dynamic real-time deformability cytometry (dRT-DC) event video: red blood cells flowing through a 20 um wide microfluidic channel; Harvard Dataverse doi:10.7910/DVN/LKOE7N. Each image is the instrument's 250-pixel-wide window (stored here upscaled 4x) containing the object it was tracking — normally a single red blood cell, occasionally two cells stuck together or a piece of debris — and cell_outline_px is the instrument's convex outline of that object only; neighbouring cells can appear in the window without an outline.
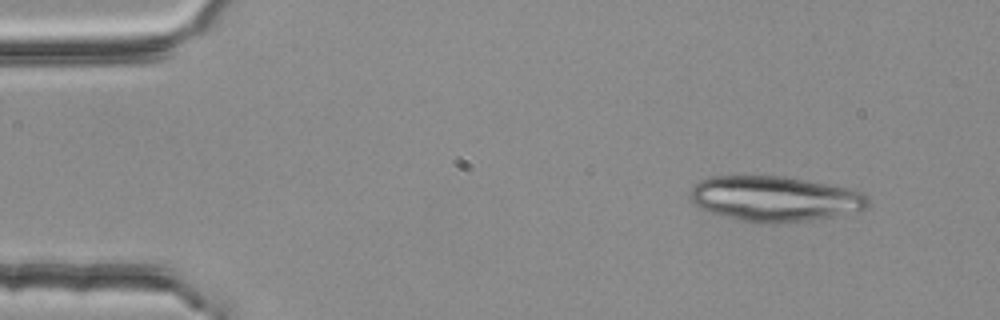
{"species": "common noctule bat (a hibernating species)", "species_latin": "Nyctalus noctula", "temperature_condition": "room temperature", "stored_images_in_passage": 4, "camera_frame_rate_fps": 3000, "um_per_image_px": 0.085, "animal": {"sex": "female", "body_mass_g": 25.1}, "frame": {"image": 1, "passage_image": 1, "time_ms": 0.0, "image_size_px": [1000, 320], "cell_outline_px": [[868, 204], [864, 208], [832, 216], [812, 220], [776, 224], [764, 224], [740, 220], [720, 216], [700, 208], [688, 196], [692, 188], [700, 180], [712, 176], [784, 176], [848, 188], [864, 192], [868, 196]], "centroid_in_image_um": [65.81, 16.9], "position_along_channel_um": 19.2, "area_um2": 46.88}}